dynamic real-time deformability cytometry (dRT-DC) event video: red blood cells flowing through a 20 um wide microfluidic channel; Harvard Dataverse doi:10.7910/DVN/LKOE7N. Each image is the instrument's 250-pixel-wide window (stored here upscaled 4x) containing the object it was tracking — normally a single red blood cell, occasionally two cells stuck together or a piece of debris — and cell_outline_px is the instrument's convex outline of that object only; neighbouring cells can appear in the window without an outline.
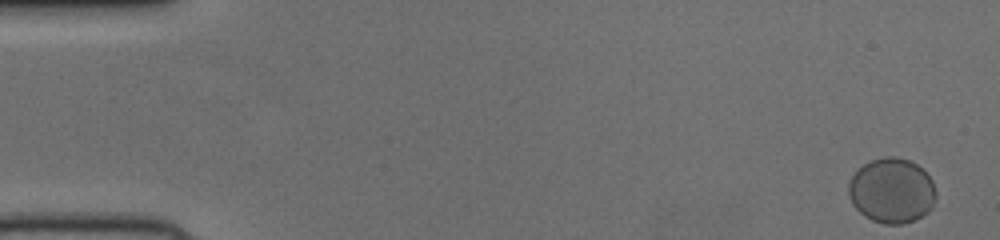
{"species": "human", "species_latin": "Homo sapiens", "temperature_condition": "cold", "stored_images_in_passage": 51, "camera_frame_rate_fps": 3000, "um_per_image_px": 0.085, "donor": {"sex": "female"}, "frame": {"image": 1, "passage_image": 1, "time_ms": 0.0, "image_size_px": [1000, 240], "cell_outline_px": [[936, 200], [932, 208], [928, 212], [916, 220], [900, 224], [884, 224], [872, 220], [864, 216], [852, 204], [848, 196], [848, 184], [852, 176], [864, 164], [872, 160], [884, 156], [896, 156], [908, 160], [916, 164], [932, 180], [936, 192]], "centroid_in_image_um": [75.8, 16.22], "position_along_channel_um": 9.2, "area_um2": 33.23}}
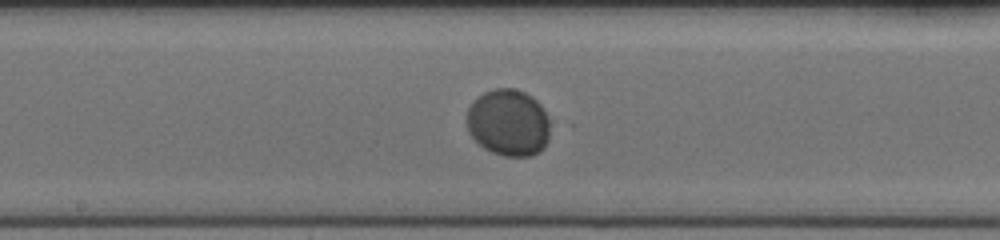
{"frame": {"image": 2, "passage_image": 27, "time_ms": 8.667, "image_size_px": [1000, 240], "cell_outline_px": [[548, 140], [544, 148], [528, 156], [504, 156], [492, 152], [484, 148], [468, 132], [468, 108], [484, 92], [492, 88], [516, 88], [532, 96], [544, 108], [548, 116]], "centroid_in_image_um": [43.23, 10.41], "position_along_channel_um": 205.0, "area_um2": 32.25}}
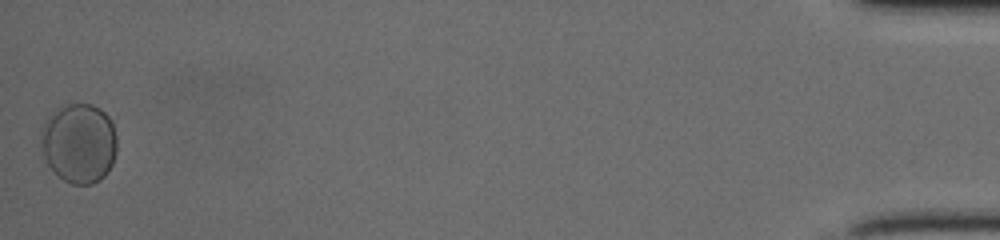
{"frame": {"image": 3, "passage_image": 51, "time_ms": 16.667, "image_size_px": [1000, 240], "cell_outline_px": [[116, 152], [112, 164], [108, 172], [100, 180], [92, 184], [72, 184], [64, 180], [48, 164], [44, 156], [40, 144], [40, 132], [44, 120], [56, 108], [68, 104], [92, 104], [100, 108], [112, 120], [116, 136]], "centroid_in_image_um": [6.71, 12.15], "position_along_channel_um": 428.5, "area_um2": 35.6}}